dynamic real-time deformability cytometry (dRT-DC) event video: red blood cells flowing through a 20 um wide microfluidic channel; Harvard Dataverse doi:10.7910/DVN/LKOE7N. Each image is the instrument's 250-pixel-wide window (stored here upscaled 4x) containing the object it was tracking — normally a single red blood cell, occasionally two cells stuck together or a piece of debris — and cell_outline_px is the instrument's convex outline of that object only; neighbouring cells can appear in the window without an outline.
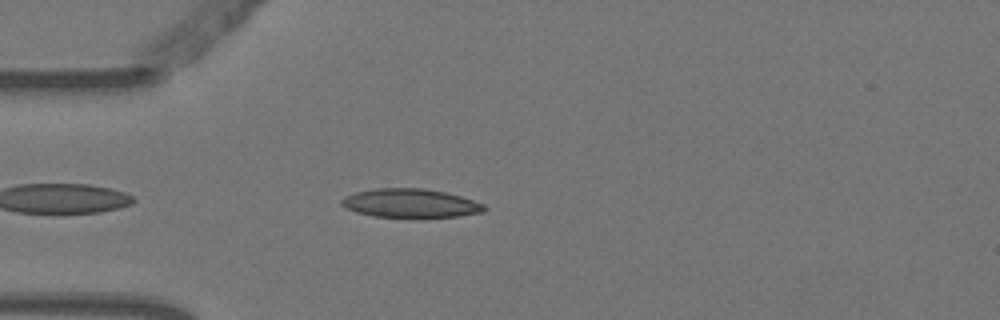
{"species": "Egyptian fruit bat (a non-hibernating species)", "species_latin": "Rousettus aegyptiacus", "temperature_condition": "warm", "stored_images_in_passage": 5, "camera_frame_rate_fps": 3000, "um_per_image_px": 0.085, "animal": {"sex": "female"}, "frame": {"image": 1, "passage_image": 5, "time_ms": 1.333, "image_size_px": [1000, 320], "cell_outline_px": [[488, 208], [484, 212], [460, 216], [420, 220], [372, 216], [356, 212], [344, 208], [340, 204], [340, 200], [344, 196], [356, 192], [376, 188], [424, 188], [444, 192], [460, 196], [484, 204]], "centroid_in_image_um": [34.89, 17.32], "position_along_channel_um": 50.1, "area_um2": 24.97}}